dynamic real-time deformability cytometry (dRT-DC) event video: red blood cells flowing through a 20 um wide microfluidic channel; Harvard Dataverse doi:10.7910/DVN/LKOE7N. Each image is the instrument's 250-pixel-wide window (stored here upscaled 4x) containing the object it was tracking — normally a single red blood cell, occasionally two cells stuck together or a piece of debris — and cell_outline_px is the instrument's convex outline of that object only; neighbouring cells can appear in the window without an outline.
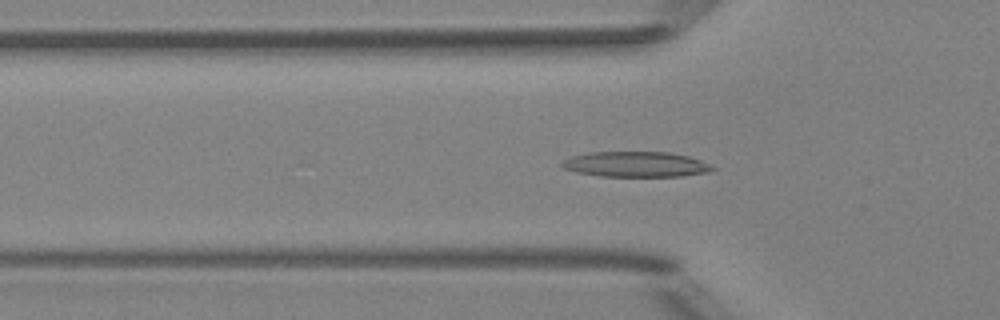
{"species": "Egyptian fruit bat (a non-hibernating species)", "species_latin": "Rousettus aegyptiacus", "temperature_condition": "room temperature", "stored_images_in_passage": 52, "camera_frame_rate_fps": 3000, "um_per_image_px": 0.085, "animal": {"sex": "female"}, "frame": {"image": 1, "passage_image": 17, "time_ms": 5.333, "image_size_px": [1000, 320], "cell_outline_px": [[716, 168], [708, 172], [680, 176], [600, 176], [576, 172], [564, 168], [560, 164], [564, 160], [572, 156], [588, 152], [668, 152], [688, 156], [700, 160]], "centroid_in_image_um": [54.02, 13.96], "position_along_channel_um": 71.8, "area_um2": 22.08}}
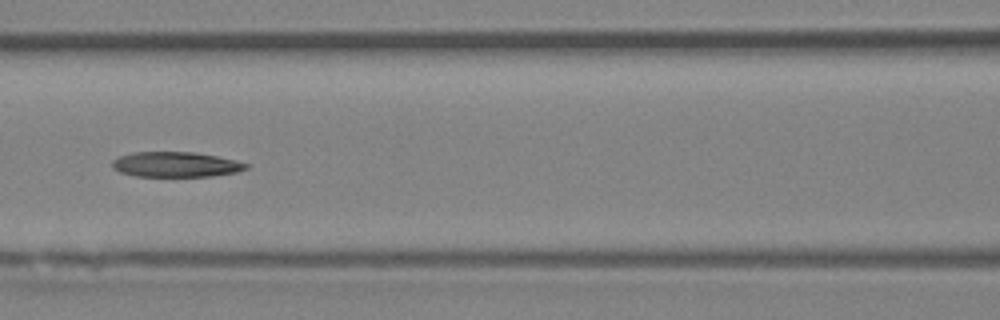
{"frame": {"image": 2, "passage_image": 23, "time_ms": 7.333, "image_size_px": [1000, 320], "cell_outline_px": [[248, 168], [236, 172], [212, 176], [136, 176], [120, 172], [112, 168], [112, 160], [120, 156], [132, 152], [196, 152], [236, 160], [248, 164]], "centroid_in_image_um": [14.93, 13.97], "position_along_channel_um": 151.7, "area_um2": 19.59}}
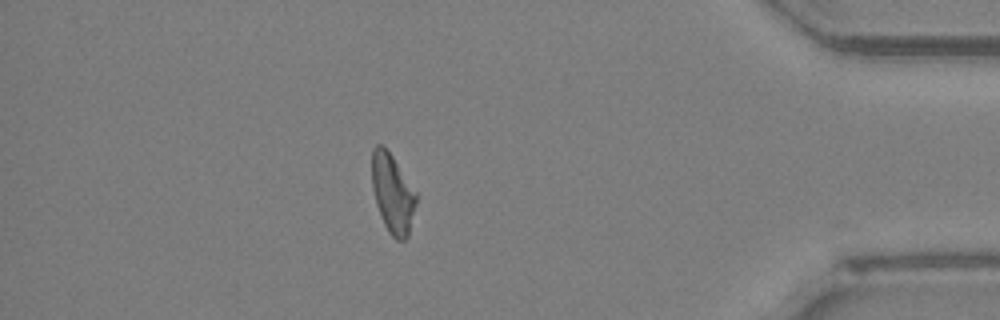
{"frame": {"image": 3, "passage_image": 45, "time_ms": 14.667, "image_size_px": [1000, 320], "cell_outline_px": [[416, 204], [408, 236], [404, 240], [396, 240], [388, 232], [380, 216], [376, 204], [372, 188], [372, 148], [376, 144], [380, 144], [392, 156], [416, 192]], "centroid_in_image_um": [33.35, 16.47], "position_along_channel_um": 401.8, "area_um2": 20.23}, "authors_computed_cell_mechanics": {"area_um2": 20.6057, "velocity_mm_per_s": 3.9811, "shape_relaxation_time_tau1_ms": null, "shape_relaxation_time_tau2_ms": 4.5352, "deformation_change_tau1": null, "deformation_change_tau2": 0.1432}}